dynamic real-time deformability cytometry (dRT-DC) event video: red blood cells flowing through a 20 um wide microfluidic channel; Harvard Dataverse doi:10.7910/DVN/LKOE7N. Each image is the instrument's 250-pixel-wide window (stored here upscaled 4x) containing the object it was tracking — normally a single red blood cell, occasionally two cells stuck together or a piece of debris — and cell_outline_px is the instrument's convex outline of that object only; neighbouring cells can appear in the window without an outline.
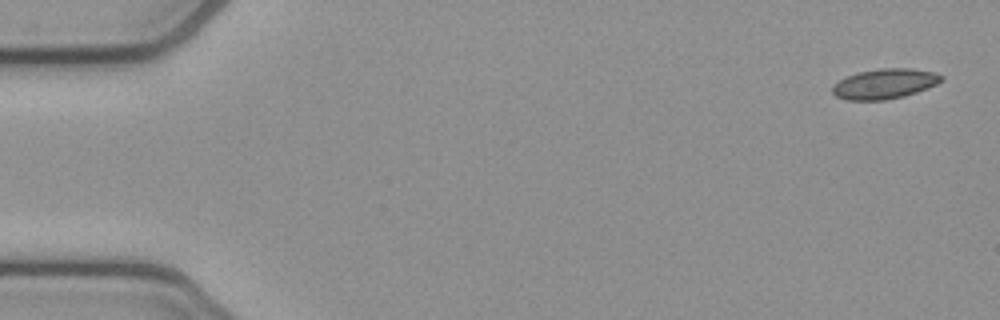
{"species": "common noctule bat (a hibernating species)", "species_latin": "Nyctalus noctula", "temperature_condition": "cold", "stored_images_in_passage": 9, "camera_frame_rate_fps": 3000, "um_per_image_px": 0.085, "animal": {"sex": "female", "body_mass_g": 21.9}, "frame": {"image": 1, "passage_image": 1, "time_ms": 0.0, "image_size_px": [1000, 320], "cell_outline_px": [[944, 80], [928, 88], [904, 96], [884, 100], [848, 100], [836, 96], [832, 92], [832, 84], [856, 72], [880, 68], [912, 68], [932, 72], [944, 76]], "centroid_in_image_um": [75.19, 7.12], "position_along_channel_um": 9.8, "area_um2": 19.13}}